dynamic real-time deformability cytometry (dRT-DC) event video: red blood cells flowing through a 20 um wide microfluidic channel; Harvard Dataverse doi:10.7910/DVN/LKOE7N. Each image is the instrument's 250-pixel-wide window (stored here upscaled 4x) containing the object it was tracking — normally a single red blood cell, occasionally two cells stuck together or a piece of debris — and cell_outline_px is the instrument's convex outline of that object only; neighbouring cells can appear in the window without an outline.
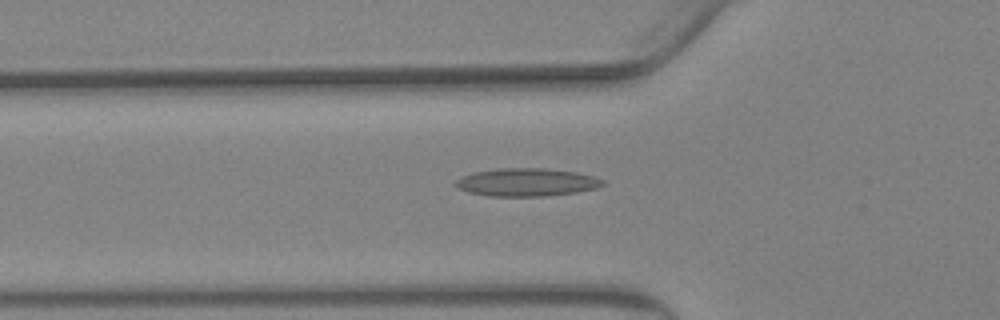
{"species": "Egyptian fruit bat (a non-hibernating species)", "species_latin": "Rousettus aegyptiacus", "temperature_condition": "warm", "stored_images_in_passage": 55, "camera_frame_rate_fps": 3000, "um_per_image_px": 0.085, "animal": {"sex": "female"}, "frame": {"image": 1, "passage_image": 19, "time_ms": 6.0, "image_size_px": [1000, 320], "cell_outline_px": [[604, 184], [596, 188], [576, 192], [544, 196], [488, 196], [468, 192], [452, 184], [456, 180], [472, 172], [496, 168], [544, 168], [576, 172], [592, 176], [604, 180]], "centroid_in_image_um": [44.73, 15.49], "position_along_channel_um": 81.1, "area_um2": 23.93}}
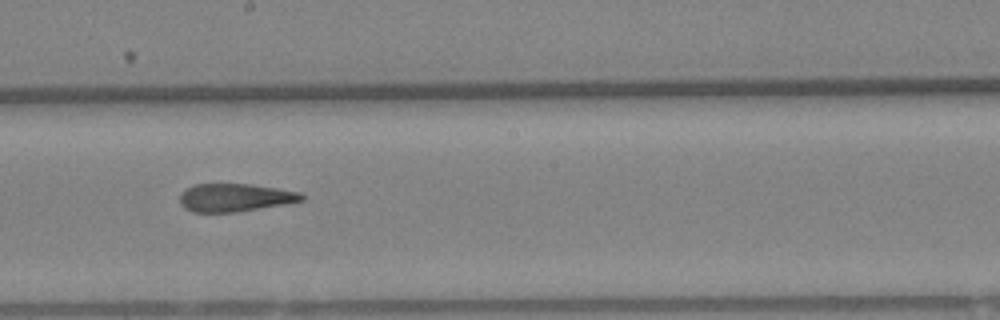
{"frame": {"image": 2, "passage_image": 31, "time_ms": 10.0, "image_size_px": [1000, 320], "cell_outline_px": [[304, 200], [288, 204], [236, 212], [192, 212], [184, 208], [180, 204], [180, 192], [196, 184], [252, 184], [300, 192], [304, 196]], "centroid_in_image_um": [19.98, 16.8], "position_along_channel_um": 228.2, "area_um2": 20.0}}
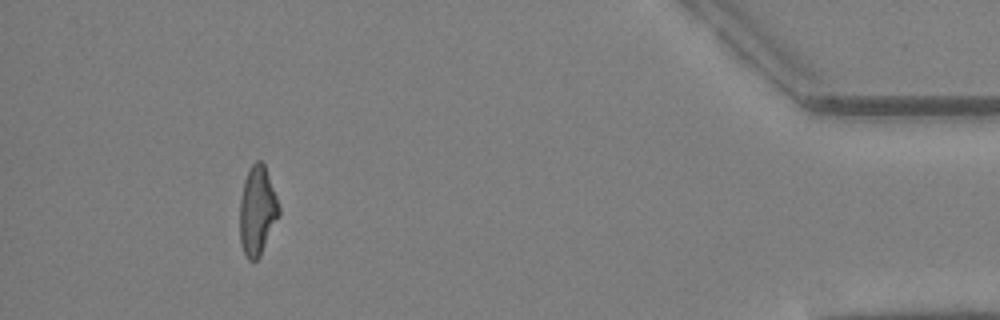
{"frame": {"image": 3, "passage_image": 51, "time_ms": 16.667, "image_size_px": [1000, 320], "cell_outline_px": [[280, 216], [260, 256], [256, 260], [248, 260], [244, 252], [240, 240], [240, 200], [244, 180], [252, 164], [256, 160], [260, 160], [264, 164], [276, 196], [280, 208]], "centroid_in_image_um": [21.88, 17.93], "position_along_channel_um": 413.3, "area_um2": 20.23}, "authors_computed_cell_mechanics": {"area_um2": 21.2126, "velocity_mm_per_s": 3.6921, "shape_relaxation_time_tau1_ms": null, "shape_relaxation_time_tau2_ms": 2.5253, "deformation_change_tau1": null, "deformation_change_tau2": 0.123}}